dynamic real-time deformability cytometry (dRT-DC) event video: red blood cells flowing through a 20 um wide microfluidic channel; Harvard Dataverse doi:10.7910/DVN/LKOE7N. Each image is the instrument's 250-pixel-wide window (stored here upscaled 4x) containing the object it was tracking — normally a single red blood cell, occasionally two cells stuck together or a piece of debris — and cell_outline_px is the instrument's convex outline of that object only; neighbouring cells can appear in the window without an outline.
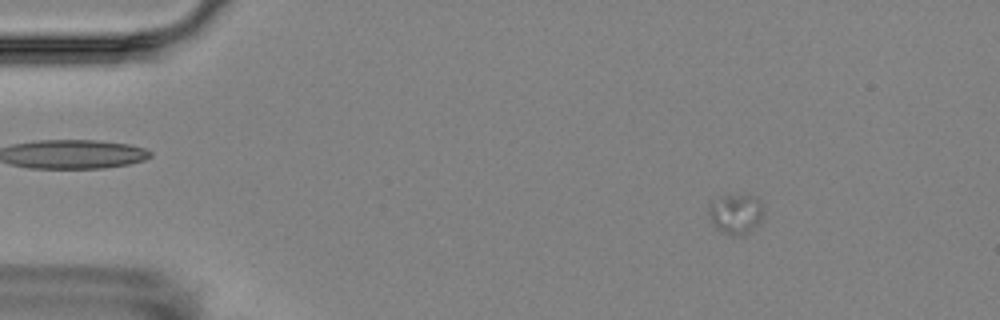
{"species": "Egyptian fruit bat (a non-hibernating species)", "species_latin": "Rousettus aegyptiacus", "temperature_condition": "room temperature", "stored_images_in_passage": 4, "camera_frame_rate_fps": 3000, "um_per_image_px": 0.085, "animal": {"sex": "female"}, "frame": {"image": 1, "passage_image": 1, "time_ms": 0.0, "image_size_px": [1000, 320], "cell_outline_px": [[760, 220], [744, 236], [728, 236], [720, 232], [712, 224], [708, 212], [708, 200], [720, 196], [748, 192], [756, 196], [760, 200]], "centroid_in_image_um": [62.45, 18.13], "position_along_channel_um": 22.5, "area_um2": 13.29}}